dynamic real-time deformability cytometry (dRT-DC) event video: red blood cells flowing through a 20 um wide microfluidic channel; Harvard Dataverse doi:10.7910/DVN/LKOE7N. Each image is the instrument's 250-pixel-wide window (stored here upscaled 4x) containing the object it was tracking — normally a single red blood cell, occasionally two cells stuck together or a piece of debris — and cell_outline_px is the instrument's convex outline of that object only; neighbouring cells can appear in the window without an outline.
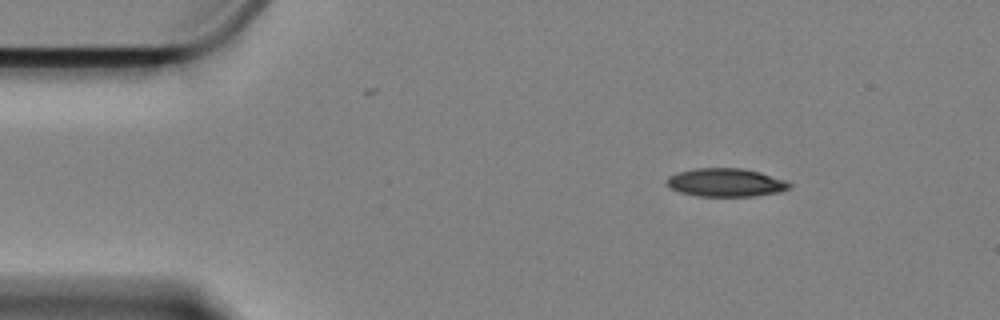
{"species": "Egyptian fruit bat (a non-hibernating species)", "species_latin": "Rousettus aegyptiacus", "temperature_condition": "cold", "stored_images_in_passage": 36, "camera_frame_rate_fps": 3000, "um_per_image_px": 0.085, "animal": {"sex": "female"}, "frame": {"image": 1, "passage_image": 1, "time_ms": 0.0, "image_size_px": [1000, 320], "cell_outline_px": [[792, 184], [788, 188], [780, 192], [752, 196], [696, 196], [680, 192], [672, 188], [668, 184], [668, 176], [676, 172], [696, 168], [744, 168], [760, 172], [788, 180]], "centroid_in_image_um": [61.73, 15.5], "position_along_channel_um": 23.3, "area_um2": 20.29}}
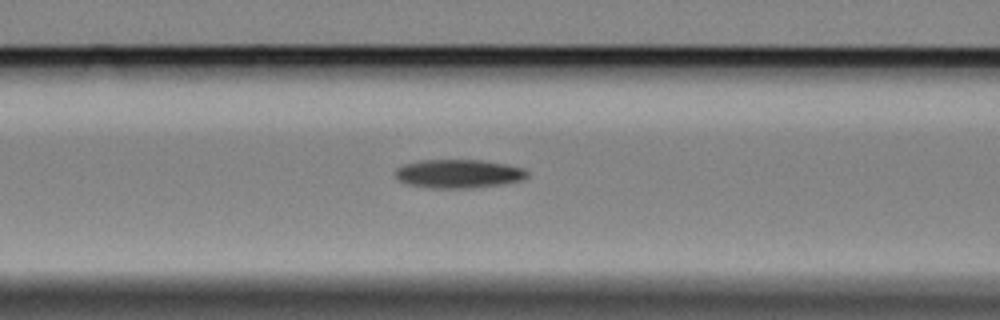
{"frame": {"image": 2, "passage_image": 16, "time_ms": 5.0, "image_size_px": [1000, 320], "cell_outline_px": [[528, 176], [524, 180], [504, 184], [472, 188], [432, 188], [408, 184], [400, 180], [396, 176], [396, 168], [404, 164], [420, 160], [484, 160], [508, 164], [524, 168], [528, 172]], "centroid_in_image_um": [39.04, 14.76], "position_along_channel_um": 127.6, "area_um2": 22.2}}
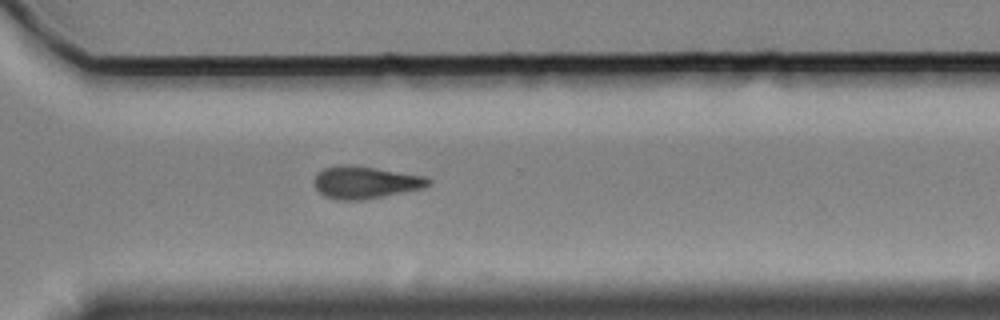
{"frame": {"image": 3, "passage_image": 35, "time_ms": 11.333, "image_size_px": [1000, 320], "cell_outline_px": [[432, 184], [424, 188], [364, 200], [336, 200], [324, 196], [312, 184], [312, 180], [324, 168], [340, 164], [348, 164], [376, 168], [428, 176], [432, 180]], "centroid_in_image_um": [31.08, 15.5], "position_along_channel_um": 339.5, "area_um2": 21.85}}